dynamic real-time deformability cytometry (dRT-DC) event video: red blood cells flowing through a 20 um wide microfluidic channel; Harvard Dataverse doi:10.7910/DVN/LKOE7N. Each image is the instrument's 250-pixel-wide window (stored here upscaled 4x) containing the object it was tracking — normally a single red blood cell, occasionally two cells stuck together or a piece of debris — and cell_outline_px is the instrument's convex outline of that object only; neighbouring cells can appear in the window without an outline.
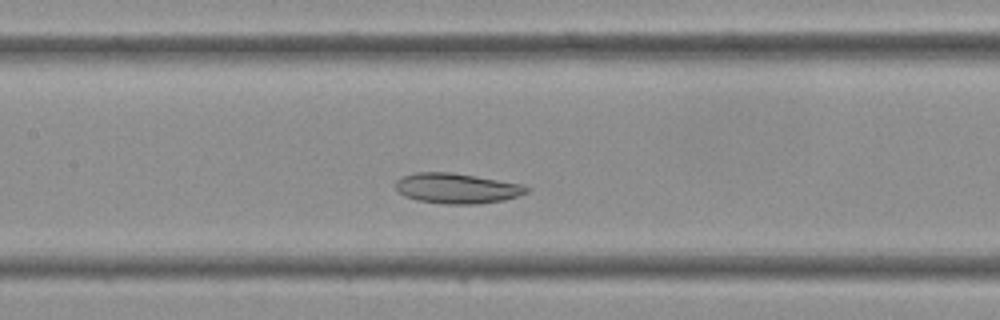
{"species": "Egyptian fruit bat (a non-hibernating species)", "species_latin": "Rousettus aegyptiacus", "temperature_condition": "cold", "stored_images_in_passage": 37, "camera_frame_rate_fps": 3000, "um_per_image_px": 0.085, "frame": {"image": 1, "passage_image": 14, "time_ms": 4.333, "image_size_px": [1000, 320], "cell_outline_px": [[532, 188], [528, 192], [504, 200], [476, 204], [444, 204], [416, 200], [404, 196], [396, 188], [396, 180], [404, 176], [416, 172], [452, 172], [520, 184]], "centroid_in_image_um": [38.82, 16.01], "position_along_channel_um": 168.6, "area_um2": 22.95}}
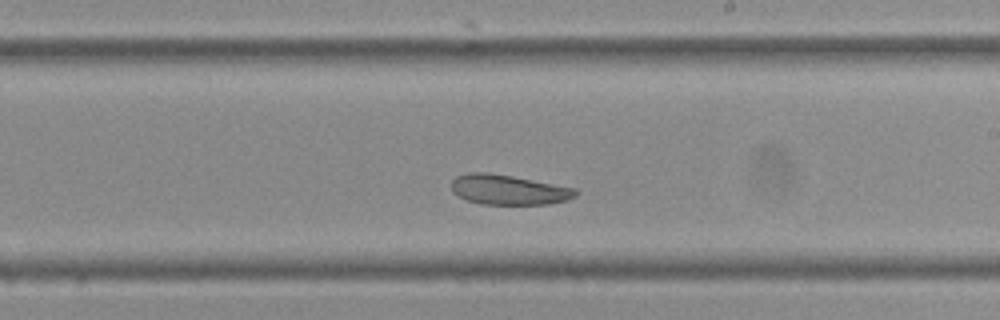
{"frame": {"image": 2, "passage_image": 19, "time_ms": 6.0, "image_size_px": [1000, 320], "cell_outline_px": [[580, 192], [576, 196], [568, 200], [548, 204], [480, 204], [468, 200], [452, 192], [452, 180], [456, 176], [468, 172], [488, 172], [512, 176], [576, 188]], "centroid_in_image_um": [43.25, 16.12], "position_along_channel_um": 245.8, "area_um2": 21.73}}
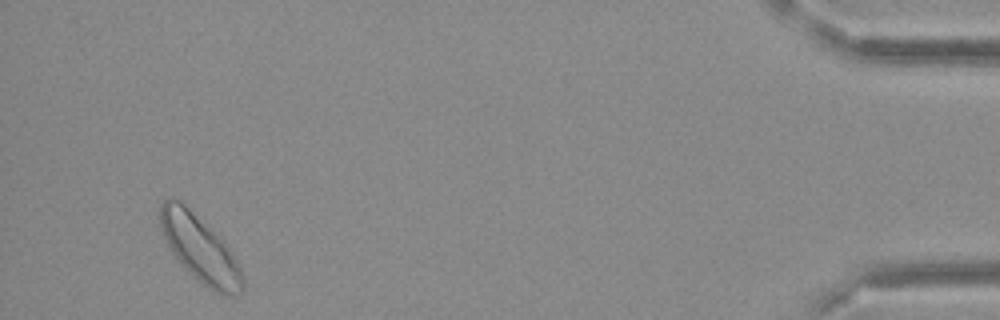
{"frame": {"image": 3, "passage_image": 35, "time_ms": 11.333, "image_size_px": [1000, 320], "cell_outline_px": [[244, 292], [232, 296], [220, 296], [208, 288], [184, 268], [172, 256], [160, 232], [160, 204], [164, 200], [172, 196], [180, 200], [232, 252], [244, 276]], "centroid_in_image_um": [16.96, 21.2], "position_along_channel_um": 418.2, "area_um2": 32.02}}